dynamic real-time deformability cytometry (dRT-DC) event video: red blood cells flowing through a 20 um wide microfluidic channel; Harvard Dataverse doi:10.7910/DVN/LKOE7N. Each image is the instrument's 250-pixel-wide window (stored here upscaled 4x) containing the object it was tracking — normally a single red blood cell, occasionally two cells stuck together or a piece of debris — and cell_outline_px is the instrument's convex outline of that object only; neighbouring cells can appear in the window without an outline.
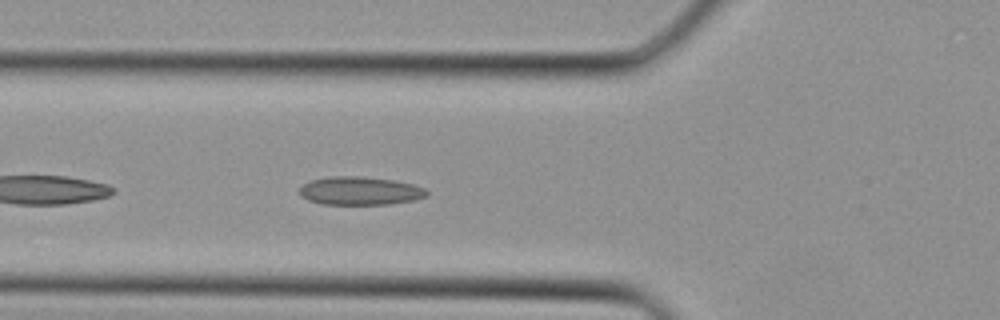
{"species": "Egyptian fruit bat (a non-hibernating species)", "species_latin": "Rousettus aegyptiacus", "temperature_condition": "cold", "stored_images_in_passage": 29, "camera_frame_rate_fps": 3000, "um_per_image_px": 0.085, "animal": {"sex": "female"}, "frame": {"image": 1, "passage_image": 6, "time_ms": 1.667, "image_size_px": [1000, 320], "cell_outline_px": [[428, 196], [412, 200], [392, 204], [324, 204], [308, 200], [300, 196], [300, 188], [304, 184], [312, 180], [332, 176], [364, 176], [392, 180], [412, 184], [424, 188], [428, 192]], "centroid_in_image_um": [30.61, 16.22], "position_along_channel_um": 95.2, "area_um2": 20.87}}
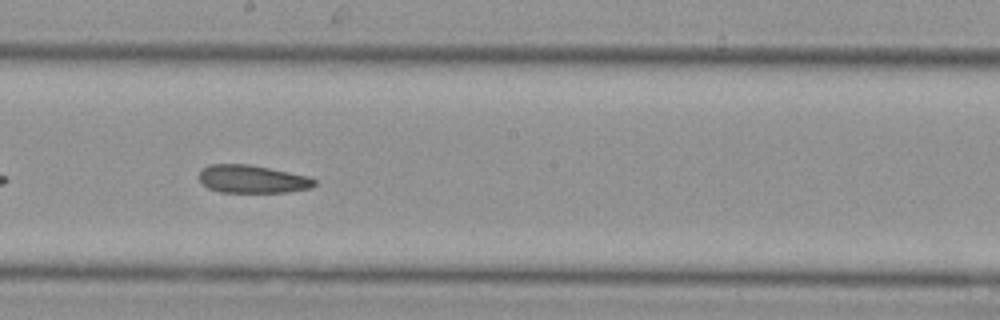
{"frame": {"image": 2, "passage_image": 13, "time_ms": 4.0, "image_size_px": [1000, 320], "cell_outline_px": [[316, 184], [312, 188], [288, 192], [220, 192], [208, 188], [200, 180], [200, 172], [208, 164], [248, 164], [308, 176], [316, 180]], "centroid_in_image_um": [21.47, 15.23], "position_along_channel_um": 226.7, "area_um2": 18.67}}
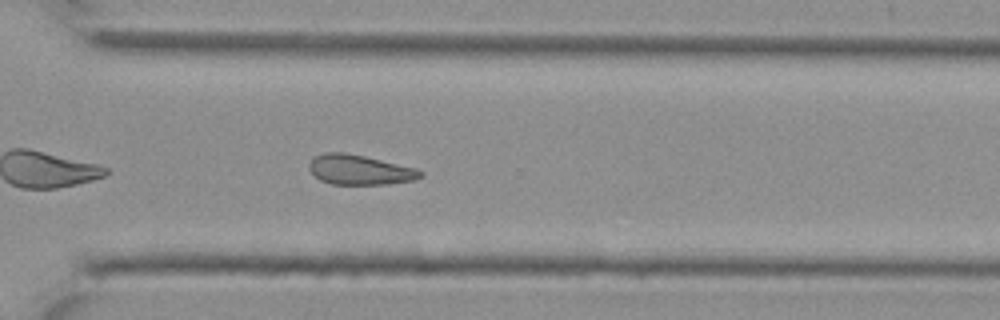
{"frame": {"image": 3, "passage_image": 19, "time_ms": 6.0, "image_size_px": [1000, 320], "cell_outline_px": [[424, 176], [412, 180], [388, 184], [332, 184], [320, 180], [308, 168], [308, 164], [316, 156], [324, 152], [344, 152], [364, 156], [416, 168], [424, 172]], "centroid_in_image_um": [30.58, 14.43], "position_along_channel_um": 340.0, "area_um2": 19.25}}